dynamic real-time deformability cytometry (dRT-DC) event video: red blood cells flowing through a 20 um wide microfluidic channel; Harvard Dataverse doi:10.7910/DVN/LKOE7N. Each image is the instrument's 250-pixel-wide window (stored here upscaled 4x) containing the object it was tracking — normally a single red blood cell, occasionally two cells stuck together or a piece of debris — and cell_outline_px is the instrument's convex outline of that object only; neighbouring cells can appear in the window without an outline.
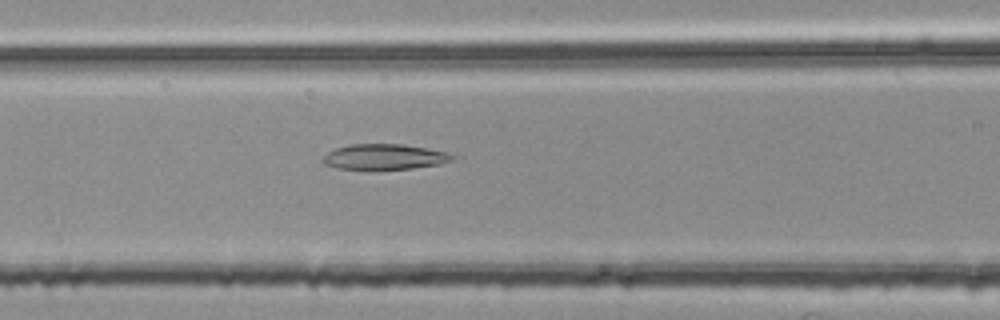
{"species": "common noctule bat (a hibernating species)", "species_latin": "Nyctalus noctula", "temperature_condition": "room temperature", "stored_images_in_passage": 53, "segment_of_instrument_passage": [2, 2], "camera_frame_rate_fps": 3000, "um_per_image_px": 0.085, "animal": {"sex": "female", "body_mass_g": 25.1}, "frame": {"image": 1, "passage_image": 22, "time_ms": 7.0, "image_size_px": [1000, 320], "cell_outline_px": [[452, 160], [440, 164], [412, 168], [340, 168], [324, 164], [324, 156], [332, 148], [352, 144], [400, 144], [428, 148], [448, 152], [452, 156]], "centroid_in_image_um": [32.68, 13.3], "position_along_channel_um": 133.9, "area_um2": 18.73}}
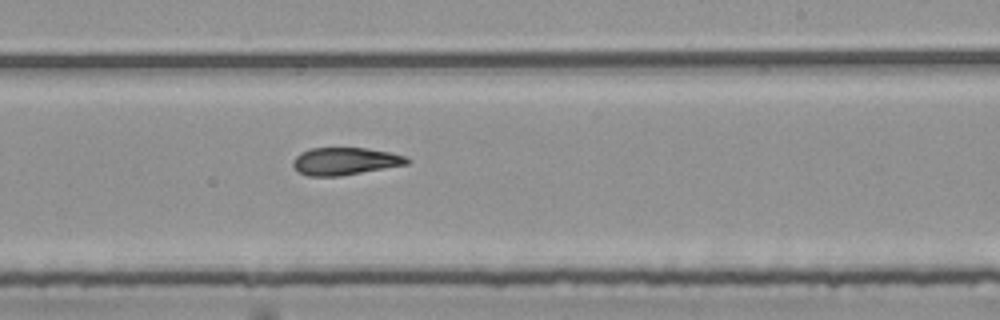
{"frame": {"image": 2, "passage_image": 32, "time_ms": 10.333, "image_size_px": [1000, 320], "cell_outline_px": [[412, 160], [408, 164], [340, 176], [308, 176], [300, 172], [292, 164], [292, 160], [300, 152], [308, 148], [368, 148], [392, 152], [408, 156]], "centroid_in_image_um": [29.37, 13.69], "position_along_channel_um": 259.6, "area_um2": 18.44}}
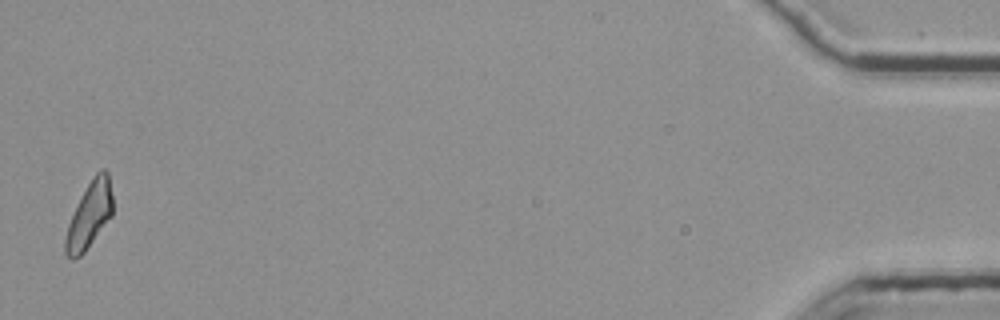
{"frame": {"image": 3, "passage_image": 53, "time_ms": 17.333, "image_size_px": [1000, 320], "cell_outline_px": [[112, 216], [84, 252], [80, 256], [72, 260], [64, 252], [64, 240], [68, 224], [88, 184], [96, 172], [100, 168], [104, 168], [108, 172], [112, 196]], "centroid_in_image_um": [7.6, 18.29], "position_along_channel_um": 427.6, "area_um2": 17.92}}